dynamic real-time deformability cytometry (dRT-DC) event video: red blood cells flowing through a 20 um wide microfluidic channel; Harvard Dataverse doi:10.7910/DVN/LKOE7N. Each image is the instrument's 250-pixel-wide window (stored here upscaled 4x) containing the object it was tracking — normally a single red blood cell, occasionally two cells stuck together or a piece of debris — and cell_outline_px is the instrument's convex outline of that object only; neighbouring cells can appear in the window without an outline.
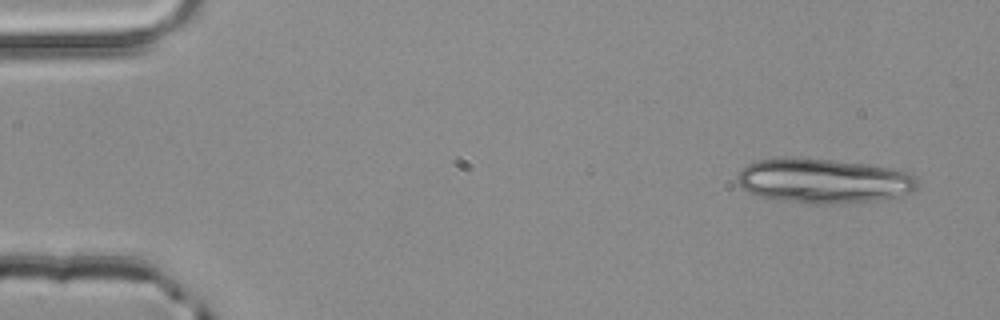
{"species": "common noctule bat (a hibernating species)", "species_latin": "Nyctalus noctula", "temperature_condition": "room temperature", "stored_images_in_passage": 4, "camera_frame_rate_fps": 3000, "um_per_image_px": 0.085, "animal": {"sex": "male", "body_mass_g": 20.4}, "frame": {"image": 1, "passage_image": 1, "time_ms": 0.0, "image_size_px": [1000, 320], "cell_outline_px": [[920, 180], [916, 188], [900, 196], [876, 200], [832, 204], [804, 204], [760, 196], [748, 192], [736, 180], [736, 176], [752, 160], [784, 156], [796, 156], [832, 160], [864, 164], [888, 168], [908, 172], [916, 176]], "centroid_in_image_um": [69.97, 15.36], "position_along_channel_um": 15.0, "area_um2": 47.28}}